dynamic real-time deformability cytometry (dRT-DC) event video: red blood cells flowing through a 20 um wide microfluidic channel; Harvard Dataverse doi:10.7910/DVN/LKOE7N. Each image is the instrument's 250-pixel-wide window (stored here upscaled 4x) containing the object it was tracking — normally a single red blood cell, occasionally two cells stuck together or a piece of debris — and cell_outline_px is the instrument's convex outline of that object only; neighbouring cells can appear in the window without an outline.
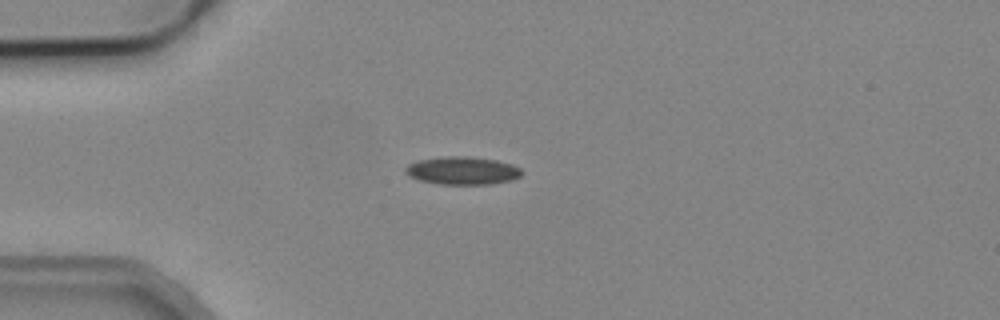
{"species": "common noctule bat (a hibernating species)", "species_latin": "Nyctalus noctula", "temperature_condition": "cold", "stored_images_in_passage": 5, "camera_frame_rate_fps": 3000, "um_per_image_px": 0.085, "animal": {"sex": "male", "body_mass_g": 19.2, "forearm_length_mm": 51.8}, "frame": {"image": 1, "passage_image": 3, "time_ms": 2.333, "image_size_px": [1000, 320], "cell_outline_px": [[524, 172], [520, 176], [512, 180], [492, 184], [440, 184], [420, 180], [408, 176], [404, 172], [404, 168], [408, 164], [420, 160], [448, 156], [464, 156], [496, 160], [512, 164], [520, 168]], "centroid_in_image_um": [39.32, 14.51], "position_along_channel_um": 45.7, "area_um2": 18.9}}
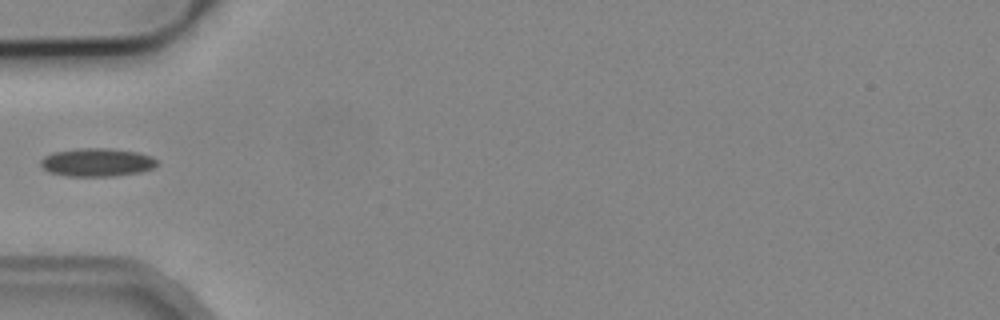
{"frame": {"image": 2, "passage_image": 4, "time_ms": 3.667, "image_size_px": [1000, 320], "cell_outline_px": [[160, 164], [152, 168], [140, 172], [112, 176], [68, 176], [48, 172], [40, 164], [40, 160], [44, 156], [52, 152], [80, 148], [108, 148], [136, 152], [152, 156]], "centroid_in_image_um": [8.23, 13.79], "position_along_channel_um": 76.8, "area_um2": 19.19}}